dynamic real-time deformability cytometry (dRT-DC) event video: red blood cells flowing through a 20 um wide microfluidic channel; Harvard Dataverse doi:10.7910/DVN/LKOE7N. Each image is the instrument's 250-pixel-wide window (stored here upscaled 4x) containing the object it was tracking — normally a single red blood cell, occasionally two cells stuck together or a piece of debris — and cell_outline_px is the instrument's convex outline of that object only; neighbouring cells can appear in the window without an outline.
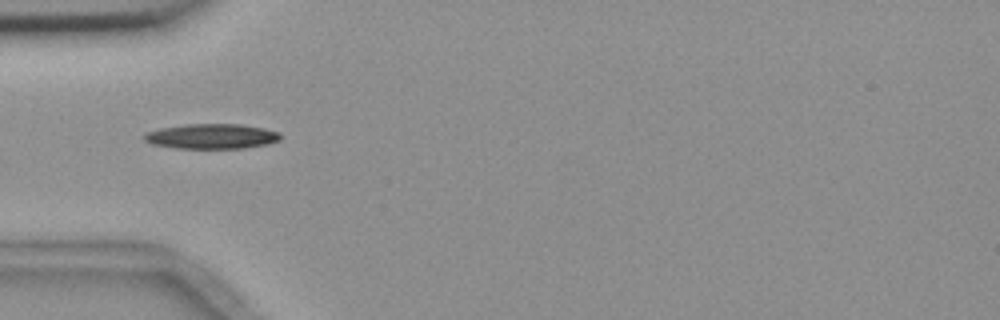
{"species": "common noctule bat (a hibernating species)", "species_latin": "Nyctalus noctula", "temperature_condition": "room temperature", "stored_images_in_passage": 39, "camera_frame_rate_fps": 3000, "um_per_image_px": 0.085, "animal": {"sex": "female", "body_mass_g": 18.4}, "frame": {"image": 1, "passage_image": 1, "time_ms": 0.0, "image_size_px": [1000, 320], "cell_outline_px": [[280, 140], [268, 144], [244, 148], [176, 148], [152, 144], [144, 140], [144, 136], [148, 132], [160, 128], [188, 124], [240, 124], [264, 128], [280, 132]], "centroid_in_image_um": [18.02, 11.58], "position_along_channel_um": 67.0, "area_um2": 19.77}}
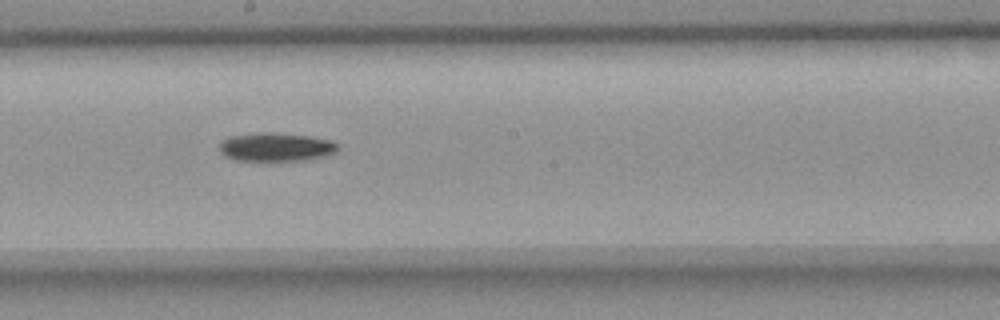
{"frame": {"image": 2, "passage_image": 14, "time_ms": 4.333, "image_size_px": [1000, 320], "cell_outline_px": [[340, 148], [336, 152], [324, 156], [304, 160], [236, 160], [224, 156], [220, 152], [220, 140], [232, 136], [272, 132], [312, 136], [332, 140]], "centroid_in_image_um": [23.48, 12.49], "position_along_channel_um": 224.7, "area_um2": 19.59}}
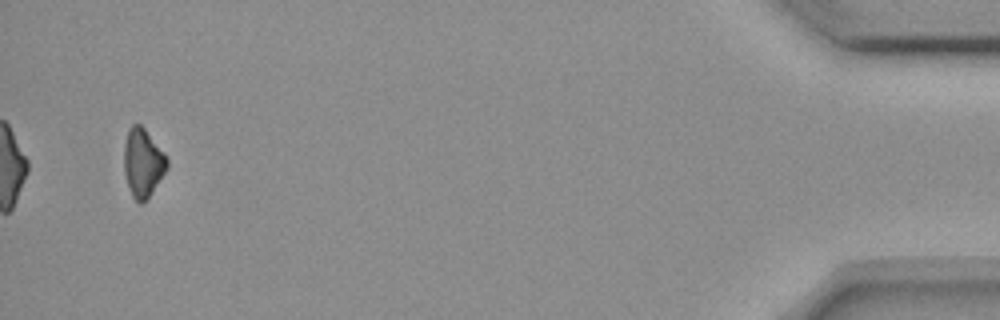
{"frame": {"image": 3, "passage_image": 37, "time_ms": 12.0, "image_size_px": [1000, 320], "cell_outline_px": [[168, 168], [148, 196], [140, 204], [132, 196], [124, 172], [124, 144], [128, 128], [132, 124], [140, 124], [144, 128], [164, 152], [168, 160]], "centroid_in_image_um": [12.13, 13.79], "position_along_channel_um": 423.1, "area_um2": 16.94}, "authors_computed_cell_mechanics": {"area_um2": 18.9006, "velocity_mm_per_s": 3.6615, "shape_relaxation_time_tau1_ms": 5.8447, "shape_relaxation_time_tau2_ms": null, "deformation_change_tau1": 0.1331, "deformation_change_tau2": null}}